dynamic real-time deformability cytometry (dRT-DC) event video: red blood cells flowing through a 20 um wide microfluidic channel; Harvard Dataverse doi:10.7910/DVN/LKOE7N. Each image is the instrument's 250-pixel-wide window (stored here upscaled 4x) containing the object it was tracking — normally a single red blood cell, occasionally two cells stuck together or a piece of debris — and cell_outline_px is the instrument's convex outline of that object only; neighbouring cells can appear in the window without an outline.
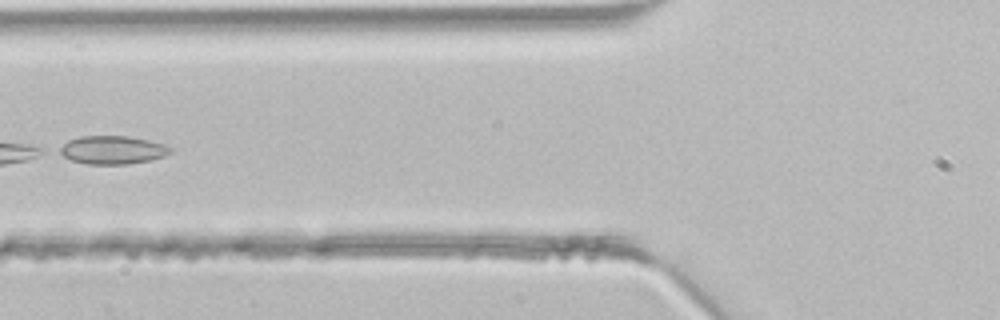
{"species": "common noctule bat (a hibernating species)", "species_latin": "Nyctalus noctula", "temperature_condition": "room temperature", "stored_images_in_passage": 4, "camera_frame_rate_fps": 3000, "um_per_image_px": 0.085, "animal": {"sex": "male", "body_mass_g": 21.5, "forearm_length_mm": 52.0}, "frame": {"image": 1, "passage_image": 4, "time_ms": 1.0, "image_size_px": [1000, 320], "cell_outline_px": [[172, 152], [164, 156], [152, 160], [128, 164], [88, 164], [72, 160], [56, 152], [56, 148], [68, 140], [80, 136], [124, 136], [148, 140], [164, 144], [172, 148]], "centroid_in_image_um": [9.53, 12.75], "position_along_channel_um": 116.3, "area_um2": 18.38}}